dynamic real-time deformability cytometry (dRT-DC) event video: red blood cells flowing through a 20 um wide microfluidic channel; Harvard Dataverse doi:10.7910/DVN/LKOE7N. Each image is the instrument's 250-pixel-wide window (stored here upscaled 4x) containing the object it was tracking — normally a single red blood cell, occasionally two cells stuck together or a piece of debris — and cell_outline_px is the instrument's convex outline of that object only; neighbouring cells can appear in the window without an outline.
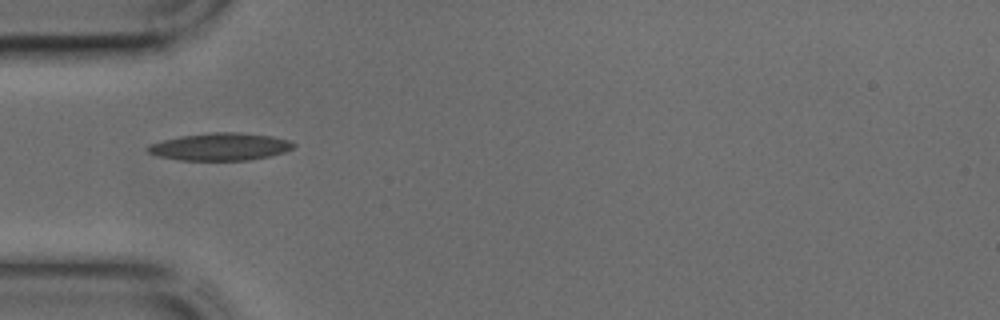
{"species": "common noctule bat (a hibernating species)", "species_latin": "Nyctalus noctula", "temperature_condition": "cold", "stored_images_in_passage": 32, "camera_frame_rate_fps": 3000, "um_per_image_px": 0.085, "animal": {"sex": "male", "body_mass_g": 17.9, "forearm_length_mm": 54.2}, "frame": {"image": 1, "passage_image": 1, "time_ms": 0.0, "image_size_px": [1000, 320], "cell_outline_px": [[296, 144], [292, 148], [284, 152], [268, 156], [248, 160], [180, 160], [160, 156], [148, 152], [144, 148], [148, 144], [180, 136], [212, 132], [240, 132], [272, 136], [292, 140]], "centroid_in_image_um": [18.73, 12.46], "position_along_channel_um": 66.3, "area_um2": 23.35}}
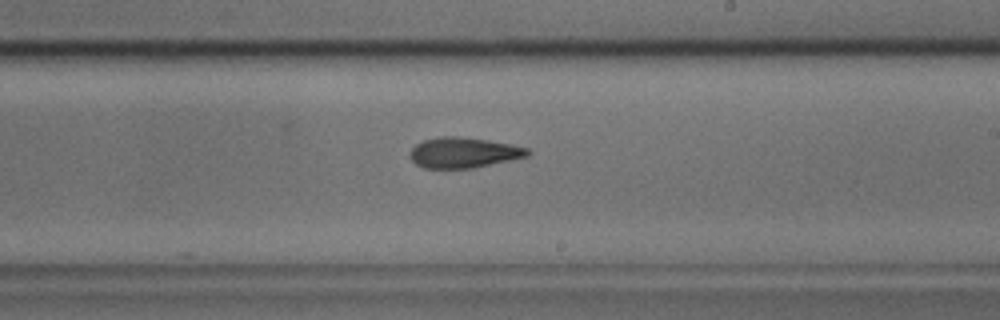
{"frame": {"image": 2, "passage_image": 13, "time_ms": 4.0, "image_size_px": [1000, 320], "cell_outline_px": [[532, 152], [528, 156], [472, 168], [424, 168], [416, 164], [408, 156], [412, 148], [416, 144], [424, 140], [440, 136], [456, 136], [488, 140], [512, 144], [528, 148]], "centroid_in_image_um": [39.4, 12.97], "position_along_channel_um": 249.6, "area_um2": 20.87}}
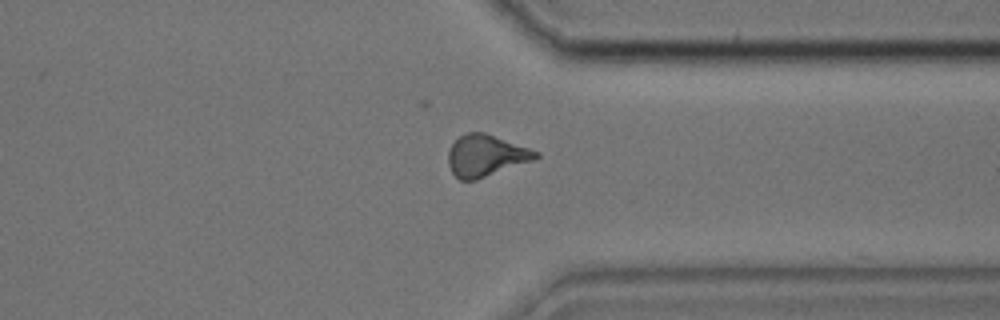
{"frame": {"image": 3, "passage_image": 21, "time_ms": 6.667, "image_size_px": [1000, 320], "cell_outline_px": [[540, 156], [532, 160], [476, 180], [460, 180], [452, 172], [448, 164], [448, 152], [452, 144], [460, 136], [468, 132], [484, 132], [540, 152]], "centroid_in_image_um": [41.27, 13.23], "position_along_channel_um": 370.1, "area_um2": 20.92}}